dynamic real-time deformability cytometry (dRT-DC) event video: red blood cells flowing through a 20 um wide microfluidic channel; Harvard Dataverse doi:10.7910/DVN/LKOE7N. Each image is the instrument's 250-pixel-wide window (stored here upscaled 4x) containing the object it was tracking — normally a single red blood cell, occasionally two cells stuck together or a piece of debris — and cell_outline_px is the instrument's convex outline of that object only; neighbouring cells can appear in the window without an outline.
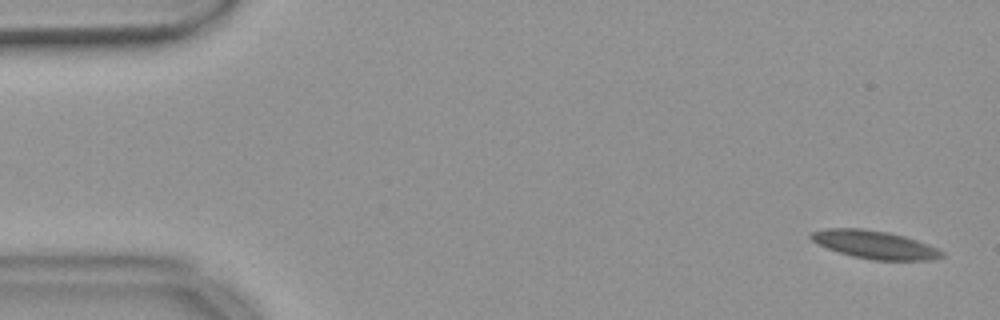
{"species": "common noctule bat (a hibernating species)", "species_latin": "Nyctalus noctula", "temperature_condition": "warm", "stored_images_in_passage": 55, "camera_frame_rate_fps": 3000, "um_per_image_px": 0.085, "animal": {"sex": "female", "body_mass_g": 18.4}, "frame": {"image": 1, "passage_image": 2, "time_ms": 0.333, "image_size_px": [1000, 320], "cell_outline_px": [[944, 256], [936, 260], [872, 260], [852, 256], [816, 244], [808, 236], [812, 232], [824, 228], [860, 228], [888, 232], [904, 236], [928, 244], [944, 252]], "centroid_in_image_um": [74.34, 20.79], "position_along_channel_um": 10.7, "area_um2": 21.44}}
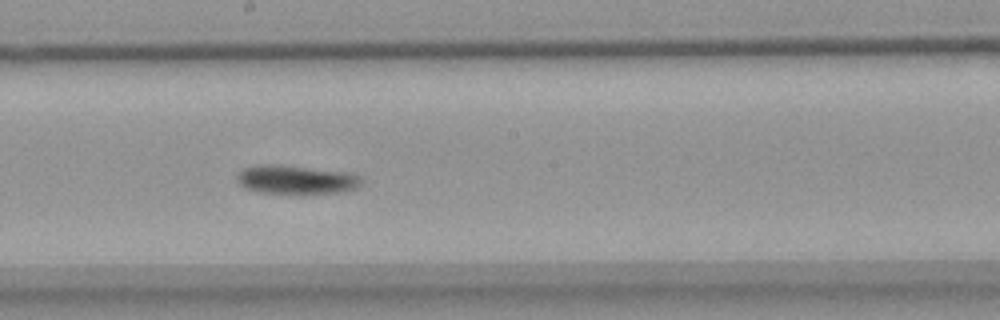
{"frame": {"image": 2, "passage_image": 30, "time_ms": 9.667, "image_size_px": [1000, 320], "cell_outline_px": [[364, 184], [356, 188], [344, 192], [300, 196], [256, 192], [244, 188], [236, 180], [236, 176], [244, 168], [256, 164], [280, 164], [352, 172], [360, 176], [364, 180]], "centroid_in_image_um": [25.23, 15.3], "position_along_channel_um": 223.0, "area_um2": 22.31}}
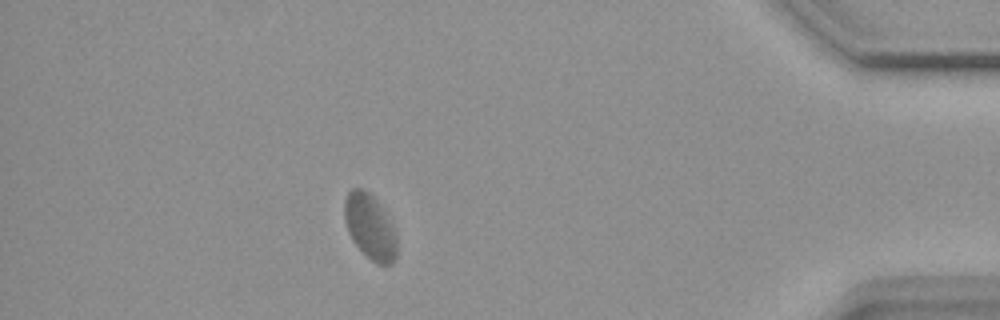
{"frame": {"image": 3, "passage_image": 49, "time_ms": 16.0, "image_size_px": [1000, 320], "cell_outline_px": [[396, 256], [392, 264], [376, 264], [352, 240], [348, 232], [344, 220], [344, 200], [348, 192], [352, 188], [364, 188], [384, 208], [396, 232]], "centroid_in_image_um": [31.45, 19.24], "position_along_channel_um": 403.8, "area_um2": 19.94}, "authors_computed_cell_mechanics": {"area_um2": 21.0392, "velocity_mm_per_s": 3.5996, "shape_relaxation_time_tau1_ms": 7.1736, "shape_relaxation_time_tau2_ms": 6.093, "deformation_change_tau1": 0.1445, "deformation_change_tau2": 0.0754}}